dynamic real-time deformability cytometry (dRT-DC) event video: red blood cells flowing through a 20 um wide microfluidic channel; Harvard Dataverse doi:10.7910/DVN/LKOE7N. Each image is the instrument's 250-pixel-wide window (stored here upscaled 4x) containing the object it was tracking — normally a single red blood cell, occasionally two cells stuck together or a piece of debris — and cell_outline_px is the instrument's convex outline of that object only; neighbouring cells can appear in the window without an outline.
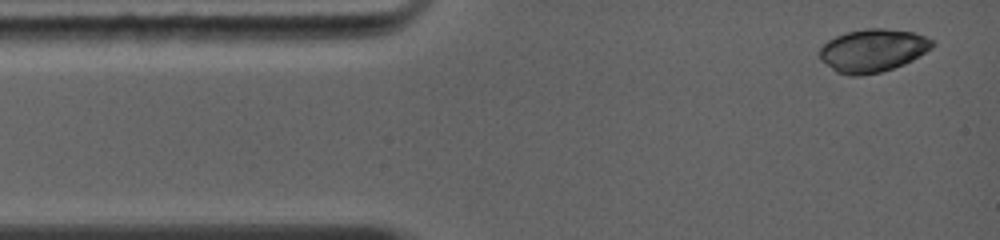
{"species": "common noctule bat (a hibernating species)", "species_latin": "Nyctalus noctula", "temperature_condition": "warm", "stored_images_in_passage": 5, "camera_frame_rate_fps": 5000, "um_per_image_px": 0.085, "animal": {"sex": "female", "body_mass_g": 19.0, "forearm_length_mm": 56.7}, "frame": {"image": 1, "passage_image": 1, "time_ms": 0.0, "image_size_px": [1000, 240], "cell_outline_px": [[936, 44], [932, 48], [920, 56], [904, 64], [880, 72], [856, 76], [848, 76], [836, 72], [820, 60], [820, 48], [828, 40], [836, 36], [848, 32], [868, 28], [884, 28], [912, 32], [924, 36], [932, 40]], "centroid_in_image_um": [74.19, 4.3], "position_along_channel_um": 10.8, "area_um2": 28.15}}
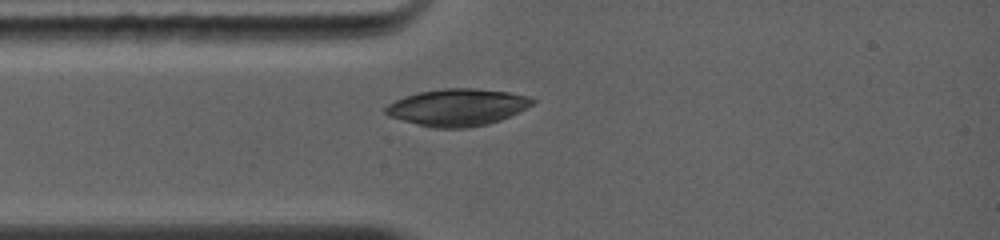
{"frame": {"image": 2, "passage_image": 5, "time_ms": 2.2, "image_size_px": [1000, 240], "cell_outline_px": [[536, 100], [532, 104], [500, 120], [488, 124], [468, 128], [432, 128], [416, 124], [388, 116], [384, 112], [384, 108], [388, 104], [404, 96], [420, 92], [444, 88], [472, 88], [508, 92], [528, 96]], "centroid_in_image_um": [38.83, 9.13], "position_along_channel_um": 46.2, "area_um2": 31.5}}